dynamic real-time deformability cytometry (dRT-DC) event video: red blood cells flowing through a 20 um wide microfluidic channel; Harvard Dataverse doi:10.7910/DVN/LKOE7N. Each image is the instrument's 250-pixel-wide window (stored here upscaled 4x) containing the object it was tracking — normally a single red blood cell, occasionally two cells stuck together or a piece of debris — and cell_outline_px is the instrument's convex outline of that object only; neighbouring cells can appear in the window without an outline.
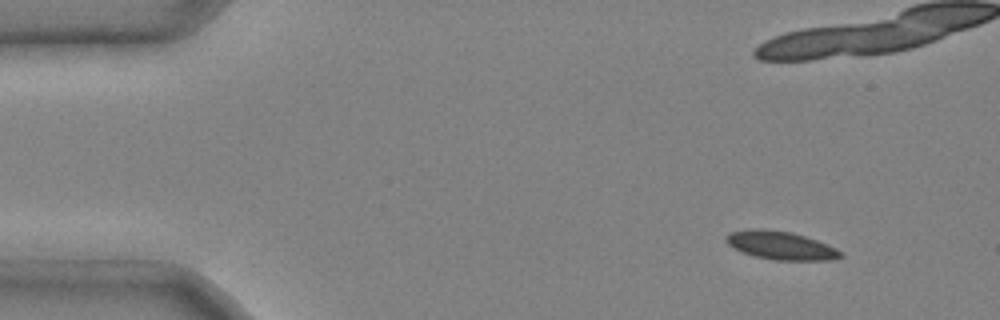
{"species": "common noctule bat (a hibernating species)", "species_latin": "Nyctalus noctula", "temperature_condition": "cold", "stored_images_in_passage": 6, "camera_frame_rate_fps": 3000, "um_per_image_px": 0.085, "animal": {"sex": "male", "body_mass_g": 20.4}, "frame": {"image": 1, "passage_image": 1, "time_ms": 0.0, "image_size_px": [1000, 320], "cell_outline_px": [[844, 256], [828, 260], [776, 260], [756, 256], [744, 252], [728, 244], [724, 240], [724, 236], [728, 232], [752, 228], [760, 228], [792, 232], [816, 240], [836, 248], [844, 252]], "centroid_in_image_um": [66.35, 20.84], "position_along_channel_um": 18.6, "area_um2": 18.84}}
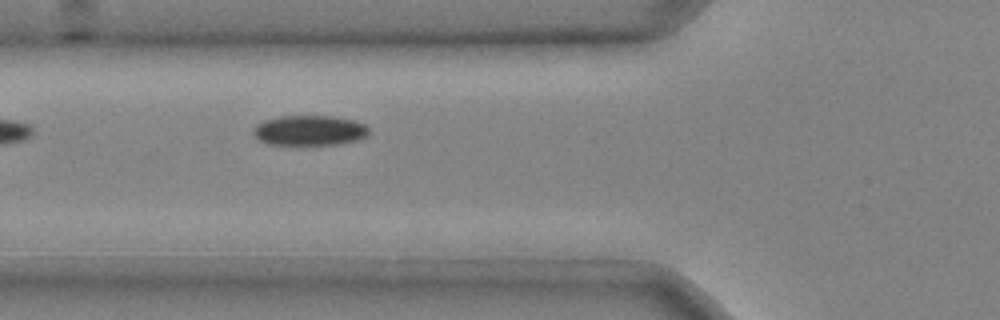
{"frame": {"image": 2, "passage_image": 6, "time_ms": 1.667, "image_size_px": [1000, 320], "cell_outline_px": [[368, 136], [356, 140], [340, 144], [300, 148], [268, 144], [260, 140], [252, 132], [256, 124], [264, 120], [280, 116], [332, 116], [352, 120], [364, 124], [368, 128]], "centroid_in_image_um": [26.27, 11.14], "position_along_channel_um": 99.5, "area_um2": 21.15}}